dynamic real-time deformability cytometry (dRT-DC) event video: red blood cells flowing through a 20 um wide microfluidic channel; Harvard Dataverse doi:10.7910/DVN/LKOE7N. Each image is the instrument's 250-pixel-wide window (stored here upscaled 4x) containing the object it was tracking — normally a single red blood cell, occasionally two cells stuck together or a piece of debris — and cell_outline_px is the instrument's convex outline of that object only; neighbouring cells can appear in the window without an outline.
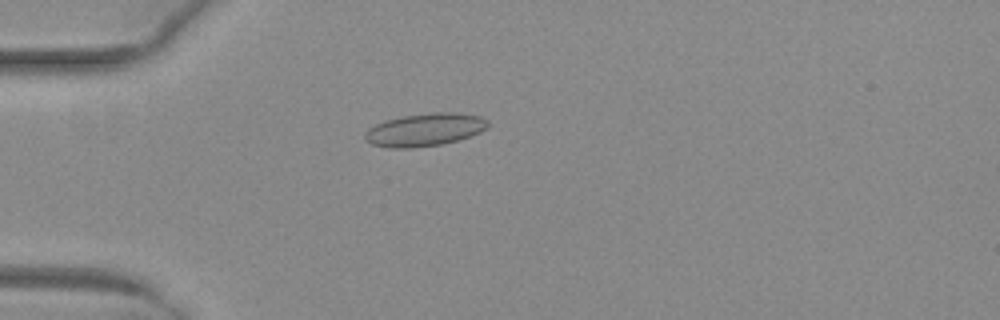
{"species": "common noctule bat (a hibernating species)", "species_latin": "Nyctalus noctula", "temperature_condition": "warm", "stored_images_in_passage": 53, "camera_frame_rate_fps": 3000, "um_per_image_px": 0.085, "animal": {"sex": "female", "body_mass_g": 29.2, "forearm_length_mm": 56.3}, "frame": {"image": 1, "passage_image": 16, "time_ms": 5.0, "image_size_px": [1000, 320], "cell_outline_px": [[488, 128], [480, 132], [456, 140], [440, 144], [412, 148], [388, 148], [372, 144], [364, 140], [364, 132], [368, 128], [384, 120], [404, 116], [432, 112], [456, 112], [480, 116], [488, 120]], "centroid_in_image_um": [36.08, 11.02], "position_along_channel_um": 48.9, "area_um2": 23.58}}
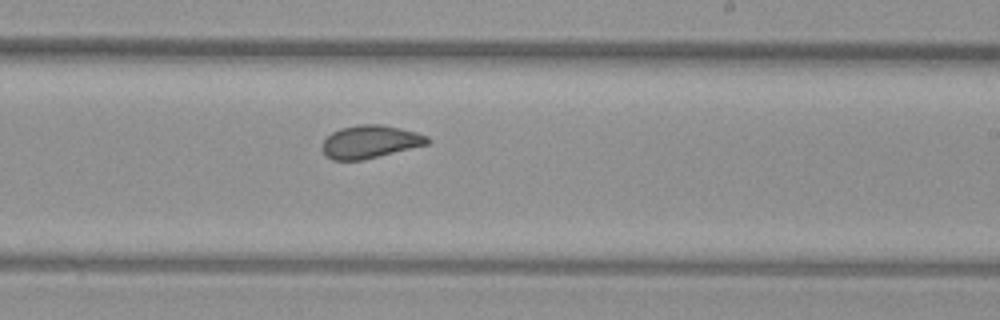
{"frame": {"image": 2, "passage_image": 33, "time_ms": 10.667, "image_size_px": [1000, 320], "cell_outline_px": [[432, 140], [428, 144], [364, 160], [332, 160], [324, 156], [320, 148], [320, 144], [332, 132], [340, 128], [360, 124], [384, 124], [416, 132], [428, 136]], "centroid_in_image_um": [31.43, 12.05], "position_along_channel_um": 257.6, "area_um2": 20.52}}
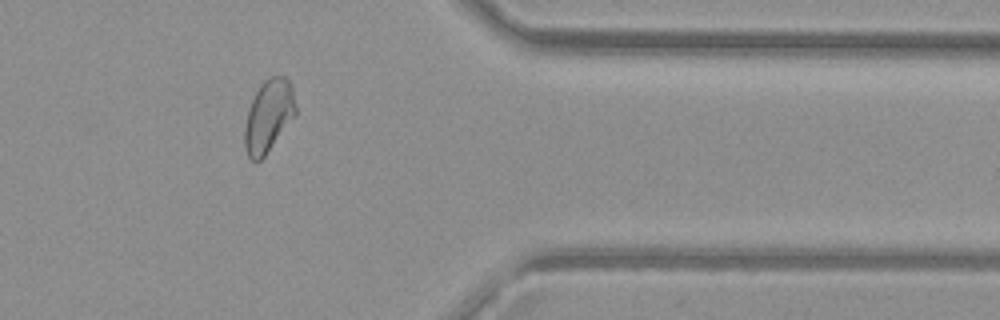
{"frame": {"image": 3, "passage_image": 44, "time_ms": 14.333, "image_size_px": [1000, 320], "cell_outline_px": [[296, 116], [264, 156], [260, 160], [252, 160], [248, 156], [244, 144], [244, 128], [248, 112], [252, 100], [260, 84], [264, 80], [272, 76], [284, 76], [292, 84], [296, 108]], "centroid_in_image_um": [22.84, 9.84], "position_along_channel_um": 388.6, "area_um2": 21.44}, "authors_computed_cell_mechanics": {"area_um2": 21.7328, "velocity_mm_per_s": 4.0031, "shape_relaxation_time_tau1_ms": null, "shape_relaxation_time_tau2_ms": 1.0329, "deformation_change_tau1": null, "deformation_change_tau2": 0.0595}}